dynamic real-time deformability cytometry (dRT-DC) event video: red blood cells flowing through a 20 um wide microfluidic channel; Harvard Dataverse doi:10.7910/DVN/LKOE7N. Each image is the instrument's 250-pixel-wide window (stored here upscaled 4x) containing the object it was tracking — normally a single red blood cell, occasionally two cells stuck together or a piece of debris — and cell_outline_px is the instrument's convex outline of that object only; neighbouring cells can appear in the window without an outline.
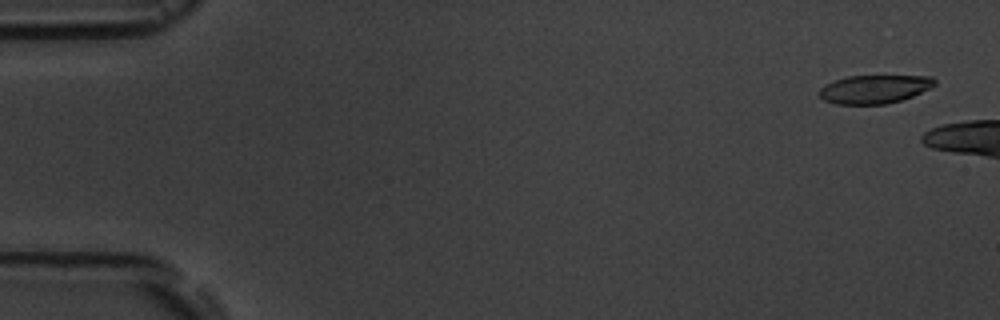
{"species": "common noctule bat (a hibernating species)", "species_latin": "Nyctalus noctula", "temperature_condition": "room temperature", "stored_images_in_passage": 8, "camera_frame_rate_fps": 3000, "um_per_image_px": 0.085, "animal": {"sex": "male", "body_mass_g": 19.5, "forearm_length_mm": 54.6}, "frame": {"image": 1, "passage_image": 1, "time_ms": 0.0, "image_size_px": [1000, 320], "cell_outline_px": [[936, 84], [912, 96], [900, 100], [884, 104], [836, 104], [824, 100], [820, 96], [820, 88], [836, 80], [848, 76], [932, 76], [936, 80]], "centroid_in_image_um": [74.33, 7.57], "position_along_channel_um": 10.7, "area_um2": 18.79}}
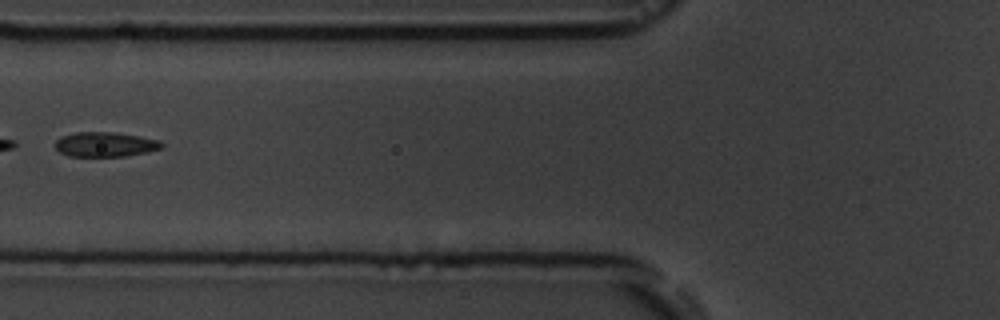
{"frame": {"image": 2, "passage_image": 8, "time_ms": 9.0, "image_size_px": [1000, 320], "cell_outline_px": [[164, 148], [148, 152], [128, 156], [68, 156], [60, 152], [56, 148], [56, 140], [64, 136], [76, 132], [112, 132], [140, 136], [160, 140], [164, 144]], "centroid_in_image_um": [9.01, 12.28], "position_along_channel_um": 116.8, "area_um2": 15.37}}